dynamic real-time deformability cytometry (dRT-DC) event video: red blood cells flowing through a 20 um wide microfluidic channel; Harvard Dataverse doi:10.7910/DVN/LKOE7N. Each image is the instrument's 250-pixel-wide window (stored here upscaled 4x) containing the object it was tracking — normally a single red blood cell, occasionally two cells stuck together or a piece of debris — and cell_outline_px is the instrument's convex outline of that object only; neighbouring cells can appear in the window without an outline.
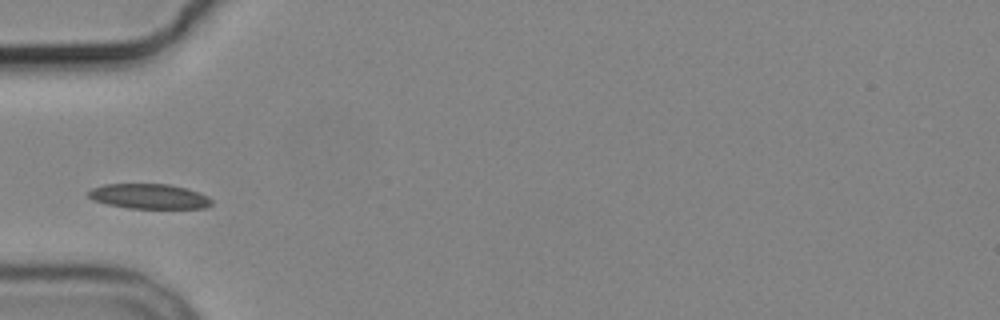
{"species": "common noctule bat (a hibernating species)", "species_latin": "Nyctalus noctula", "temperature_condition": "cold", "stored_images_in_passage": 12, "camera_frame_rate_fps": 3000, "um_per_image_px": 0.085, "animal": {"sex": "male", "body_mass_g": 19.2, "forearm_length_mm": 51.8}, "frame": {"image": 1, "passage_image": 3, "time_ms": 2.333, "image_size_px": [1000, 320], "cell_outline_px": [[212, 204], [204, 208], [128, 208], [108, 204], [92, 200], [88, 196], [88, 192], [92, 188], [104, 184], [168, 184], [188, 188], [200, 192], [208, 196], [212, 200]], "centroid_in_image_um": [12.69, 16.68], "position_along_channel_um": 72.3, "area_um2": 17.98}}
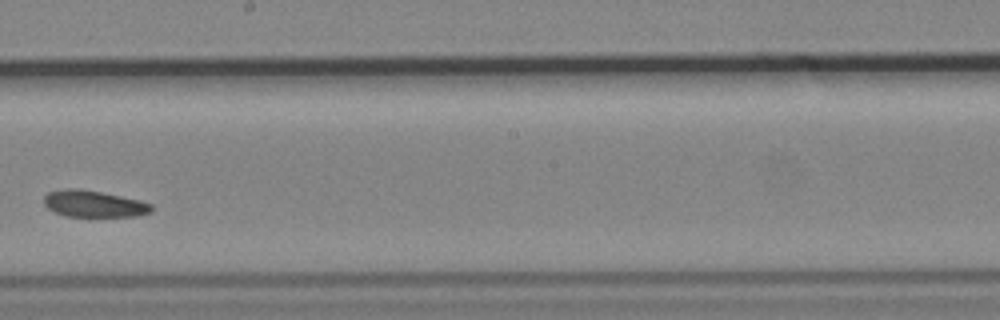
{"frame": {"image": 2, "passage_image": 7, "time_ms": 7.0, "image_size_px": [1000, 320], "cell_outline_px": [[152, 212], [136, 216], [64, 216], [48, 208], [44, 204], [44, 196], [48, 192], [64, 188], [80, 188], [140, 200], [152, 204]], "centroid_in_image_um": [7.96, 17.32], "position_along_channel_um": 240.2, "area_um2": 16.65}}
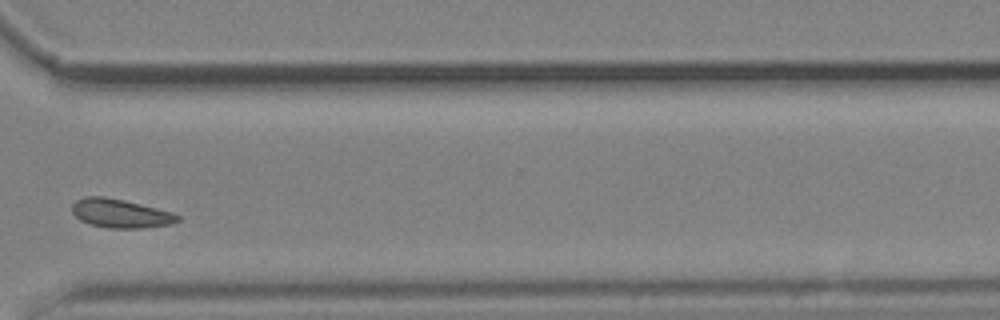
{"frame": {"image": 3, "passage_image": 10, "time_ms": 10.333, "image_size_px": [1000, 320], "cell_outline_px": [[180, 220], [172, 224], [144, 228], [112, 228], [92, 224], [80, 220], [72, 212], [72, 204], [76, 200], [84, 196], [104, 196], [124, 200], [172, 212], [180, 216]], "centroid_in_image_um": [10.25, 18.13], "position_along_channel_um": 360.4, "area_um2": 17.63}, "authors_computed_cell_mechanics": {"area_um2": 17.4845, "velocity_mm_per_s": 3.6033, "shape_relaxation_time_tau1_ms": null, "shape_relaxation_time_tau2_ms": 2.3622, "deformation_change_tau1": null, "deformation_change_tau2": 0.0628}}